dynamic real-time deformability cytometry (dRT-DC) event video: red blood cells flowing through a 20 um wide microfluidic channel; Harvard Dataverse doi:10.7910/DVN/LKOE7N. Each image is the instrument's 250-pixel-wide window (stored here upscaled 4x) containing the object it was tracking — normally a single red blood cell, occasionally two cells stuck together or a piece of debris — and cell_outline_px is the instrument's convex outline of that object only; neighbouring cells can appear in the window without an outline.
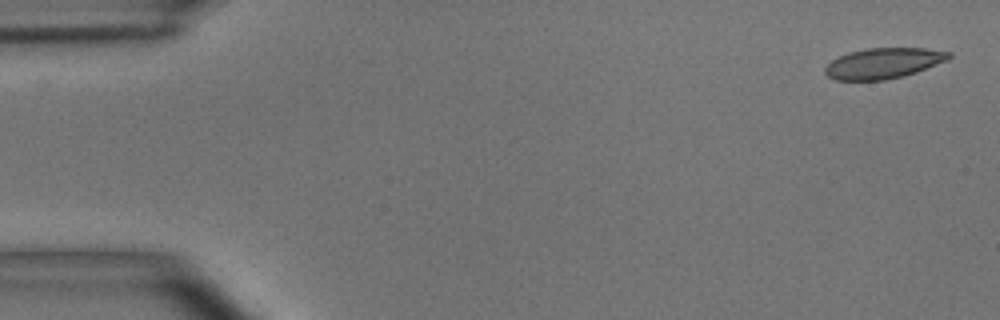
{"species": "common noctule bat (a hibernating species)", "species_latin": "Nyctalus noctula", "temperature_condition": "room temperature", "stored_images_in_passage": 53, "camera_frame_rate_fps": 3000, "um_per_image_px": 0.085, "animal": {"sex": "male", "body_mass_g": 15.6}, "frame": {"image": 1, "passage_image": 1, "time_ms": 0.0, "image_size_px": [1000, 320], "cell_outline_px": [[952, 56], [948, 60], [916, 72], [904, 76], [884, 80], [836, 80], [828, 76], [824, 72], [824, 68], [832, 60], [848, 52], [864, 48], [924, 48], [952, 52]], "centroid_in_image_um": [75.1, 5.37], "position_along_channel_um": 9.9, "area_um2": 22.14}}
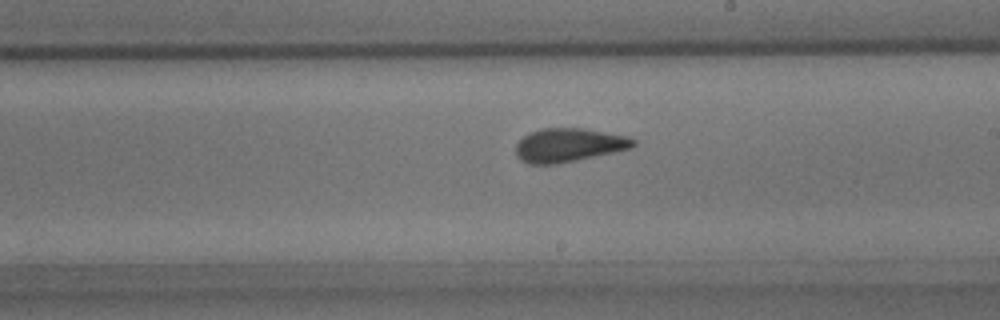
{"frame": {"image": 2, "passage_image": 30, "time_ms": 9.667, "image_size_px": [1000, 320], "cell_outline_px": [[636, 144], [632, 148], [576, 160], [556, 164], [528, 164], [520, 160], [516, 156], [516, 144], [524, 136], [532, 132], [544, 128], [584, 128], [628, 136], [636, 140]], "centroid_in_image_um": [48.35, 12.33], "position_along_channel_um": 240.6, "area_um2": 23.0}}
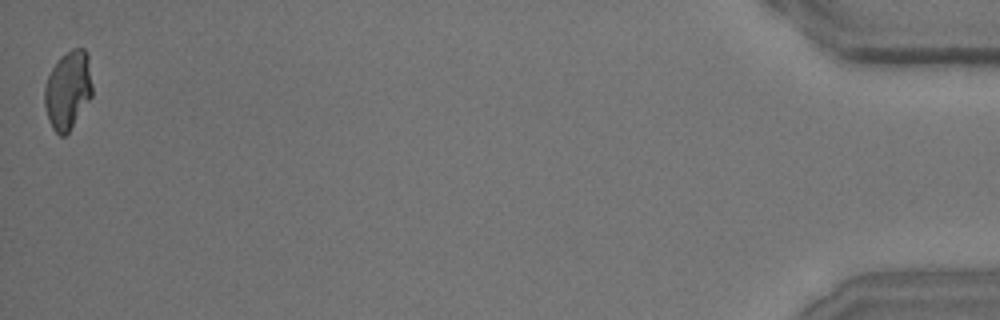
{"frame": {"image": 3, "passage_image": 53, "time_ms": 17.333, "image_size_px": [1000, 320], "cell_outline_px": [[92, 96], [68, 132], [64, 136], [60, 136], [52, 128], [48, 120], [44, 104], [44, 88], [48, 76], [52, 68], [60, 56], [72, 48], [84, 48], [88, 56], [92, 84]], "centroid_in_image_um": [5.76, 7.64], "position_along_channel_um": 429.4, "area_um2": 21.79}, "authors_computed_cell_mechanics": {"area_um2": 23.0044, "velocity_mm_per_s": 3.6535, "shape_relaxation_time_tau1_ms": 6.9111, "shape_relaxation_time_tau2_ms": 1.1258, "deformation_change_tau1": 0.1724, "deformation_change_tau2": 0.0612}}